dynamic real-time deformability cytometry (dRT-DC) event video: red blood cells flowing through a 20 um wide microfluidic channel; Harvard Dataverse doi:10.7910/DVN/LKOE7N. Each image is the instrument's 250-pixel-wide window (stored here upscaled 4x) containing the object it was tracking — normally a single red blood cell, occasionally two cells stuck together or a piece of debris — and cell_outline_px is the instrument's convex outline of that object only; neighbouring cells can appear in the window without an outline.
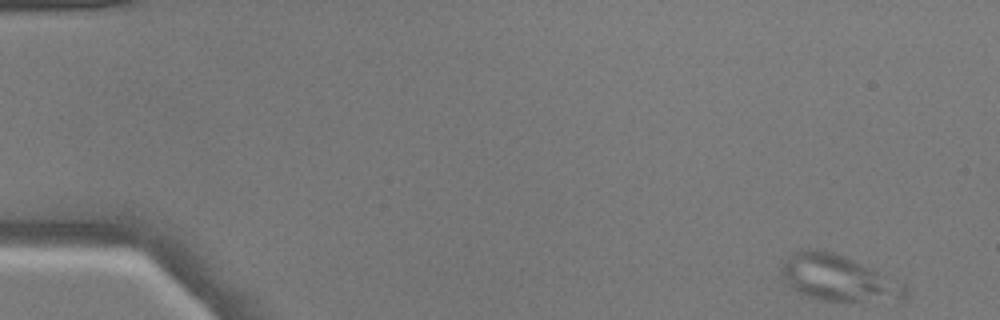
{"species": "common noctule bat (a hibernating species)", "species_latin": "Nyctalus noctula", "temperature_condition": "warm", "stored_images_in_passage": 2, "camera_frame_rate_fps": 3000, "um_per_image_px": 0.085, "animal": {"sex": "male", "body_mass_g": 17.9}, "frame": {"image": 1, "passage_image": 1, "time_ms": 0.0, "image_size_px": [1000, 320], "cell_outline_px": [[908, 296], [900, 304], [896, 304], [820, 300], [808, 296], [800, 292], [788, 284], [780, 272], [780, 268], [784, 260], [788, 256], [796, 252], [808, 248], [816, 248], [832, 252], [844, 256], [872, 268], [904, 284], [908, 292]], "centroid_in_image_um": [71.37, 23.69], "position_along_channel_um": 13.6, "area_um2": 33.99}}